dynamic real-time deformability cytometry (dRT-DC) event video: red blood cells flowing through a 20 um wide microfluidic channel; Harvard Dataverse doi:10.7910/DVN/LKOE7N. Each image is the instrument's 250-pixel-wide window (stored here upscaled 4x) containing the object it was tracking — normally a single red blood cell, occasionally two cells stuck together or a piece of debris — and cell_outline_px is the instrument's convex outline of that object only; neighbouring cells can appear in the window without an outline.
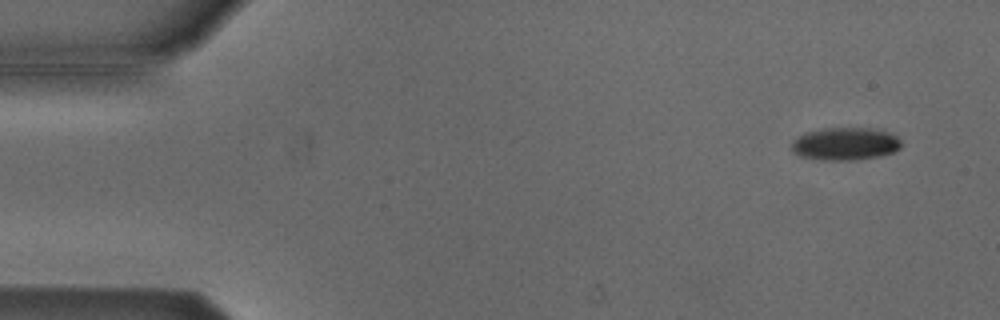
{"species": "Egyptian fruit bat (a non-hibernating species)", "species_latin": "Rousettus aegyptiacus", "temperature_condition": "cold", "stored_images_in_passage": 6, "camera_frame_rate_fps": 3000, "um_per_image_px": 0.085, "animal": {"sex": "male"}, "frame": {"image": 1, "passage_image": 2, "time_ms": 0.333, "image_size_px": [1000, 320], "cell_outline_px": [[900, 148], [892, 152], [876, 156], [852, 160], [824, 160], [800, 156], [792, 152], [792, 140], [796, 136], [804, 132], [820, 128], [872, 128], [892, 132], [900, 140]], "centroid_in_image_um": [71.8, 12.2], "position_along_channel_um": 13.2, "area_um2": 21.04}}
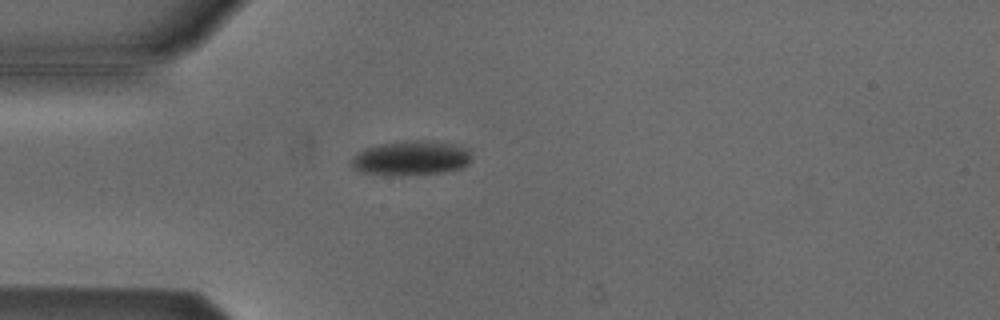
{"frame": {"image": 2, "passage_image": 5, "time_ms": 1.333, "image_size_px": [1000, 320], "cell_outline_px": [[472, 160], [464, 168], [444, 172], [400, 176], [392, 176], [364, 172], [352, 168], [352, 160], [364, 148], [380, 144], [404, 140], [436, 140], [456, 144], [468, 148], [472, 152]], "centroid_in_image_um": [35.04, 13.43], "position_along_channel_um": 50.0, "area_um2": 24.74}}